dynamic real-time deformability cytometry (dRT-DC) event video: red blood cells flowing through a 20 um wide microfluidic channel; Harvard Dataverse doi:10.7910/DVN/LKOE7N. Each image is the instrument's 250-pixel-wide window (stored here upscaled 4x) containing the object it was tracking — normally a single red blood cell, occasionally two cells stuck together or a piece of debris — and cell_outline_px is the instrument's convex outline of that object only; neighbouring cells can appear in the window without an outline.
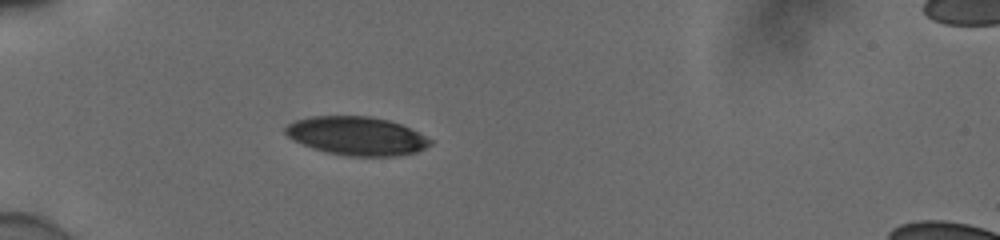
{"species": "human", "species_latin": "Homo sapiens", "temperature_condition": "cold", "stored_images_in_passage": 37, "camera_frame_rate_fps": 3000, "um_per_image_px": 0.085, "donor": {"sex": "male"}, "frame": {"image": 1, "passage_image": 1, "time_ms": 0.0, "image_size_px": [1000, 240], "cell_outline_px": [[432, 144], [416, 152], [396, 156], [348, 156], [328, 152], [312, 148], [292, 140], [284, 132], [284, 128], [288, 124], [296, 120], [312, 116], [368, 116], [388, 120], [400, 124], [432, 140]], "centroid_in_image_um": [30.28, 11.56], "position_along_channel_um": 54.7, "area_um2": 32.31}}
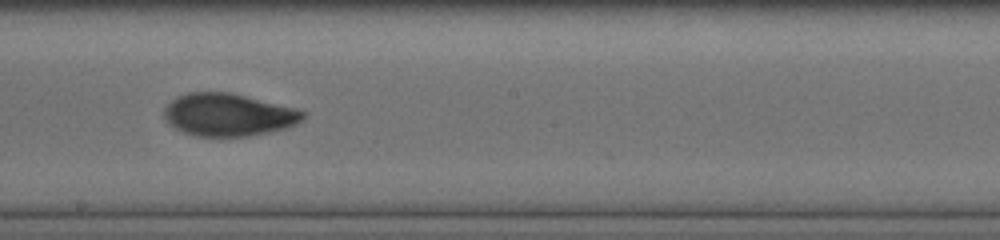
{"frame": {"image": 2, "passage_image": 16, "time_ms": 5.0, "image_size_px": [1000, 240], "cell_outline_px": [[308, 116], [304, 120], [296, 124], [284, 128], [268, 132], [248, 136], [196, 136], [184, 132], [168, 124], [164, 120], [164, 108], [172, 100], [188, 92], [232, 92], [296, 108], [308, 112]], "centroid_in_image_um": [19.45, 9.75], "position_along_channel_um": 228.8, "area_um2": 34.68}}
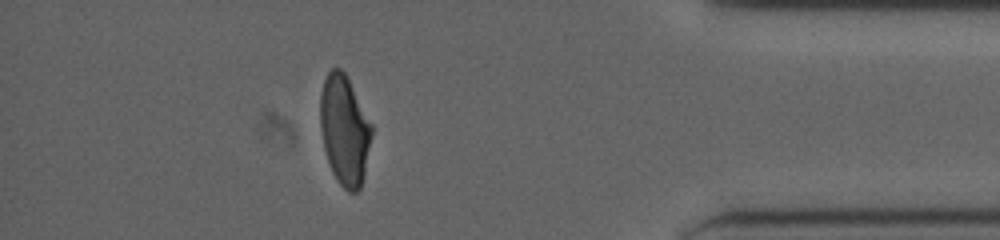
{"frame": {"image": 3, "passage_image": 32, "time_ms": 10.333, "image_size_px": [1000, 240], "cell_outline_px": [[372, 132], [364, 172], [360, 188], [356, 192], [348, 192], [336, 180], [332, 172], [324, 148], [320, 128], [320, 96], [324, 80], [328, 72], [332, 68], [340, 68], [344, 72], [372, 124]], "centroid_in_image_um": [29.26, 11.06], "position_along_channel_um": 405.9, "area_um2": 32.48}, "authors_computed_cell_mechanics": {"area_um2": 33.7552, "velocity_mm_per_s": 3.908, "shape_relaxation_time_tau1_ms": 4.5019, "shape_relaxation_time_tau2_ms": 1.8972, "deformation_change_tau1": 0.1693, "deformation_change_tau2": 0.07}}